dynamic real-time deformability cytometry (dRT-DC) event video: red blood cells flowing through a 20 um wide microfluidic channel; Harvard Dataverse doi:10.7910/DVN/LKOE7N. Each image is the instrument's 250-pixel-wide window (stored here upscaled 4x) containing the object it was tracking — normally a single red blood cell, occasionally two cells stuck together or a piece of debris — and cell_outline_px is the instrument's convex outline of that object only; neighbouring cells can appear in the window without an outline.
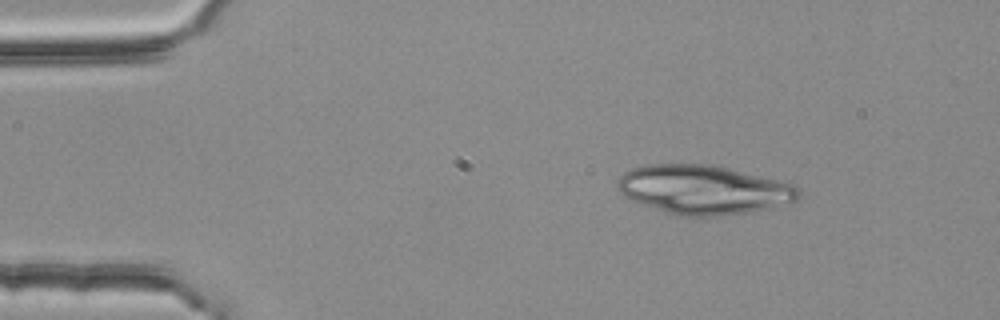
{"species": "common noctule bat (a hibernating species)", "species_latin": "Nyctalus noctula", "temperature_condition": "room temperature", "stored_images_in_passage": 2, "camera_frame_rate_fps": 3000, "um_per_image_px": 0.085, "animal": {"sex": "female", "body_mass_g": 25.1}, "frame": {"image": 1, "passage_image": 1, "time_ms": 0.0, "image_size_px": [1000, 320], "cell_outline_px": [[800, 196], [796, 200], [752, 212], [716, 216], [680, 216], [664, 212], [640, 204], [624, 196], [620, 192], [616, 184], [620, 176], [624, 172], [632, 168], [648, 164], [708, 164], [728, 168], [792, 184], [800, 188]], "centroid_in_image_um": [59.75, 16.13], "position_along_channel_um": 25.3, "area_um2": 51.56}}